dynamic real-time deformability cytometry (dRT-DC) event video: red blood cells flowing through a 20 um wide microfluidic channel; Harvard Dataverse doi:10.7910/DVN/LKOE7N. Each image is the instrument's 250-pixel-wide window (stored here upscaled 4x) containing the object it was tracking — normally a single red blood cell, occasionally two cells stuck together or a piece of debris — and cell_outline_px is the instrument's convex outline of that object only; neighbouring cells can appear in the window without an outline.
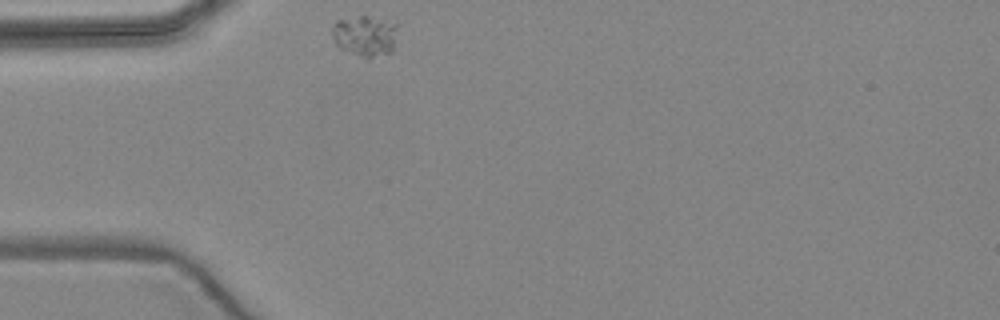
{"species": "common noctule bat (a hibernating species)", "species_latin": "Nyctalus noctula", "temperature_condition": "warm", "stored_images_in_passage": 1, "camera_frame_rate_fps": 3000, "um_per_image_px": 0.085, "animal": {"sex": "female", "body_mass_g": 24.6, "forearm_length_mm": 56.2}, "frame": {"image": 1, "passage_image": 1, "time_ms": 0.0, "image_size_px": [1000, 320], "cell_outline_px": [[400, 24], [392, 52], [372, 56], [360, 56], [340, 48], [336, 44], [332, 36], [332, 24], [336, 20], [360, 16], [368, 16]], "centroid_in_image_um": [31.04, 3.01], "position_along_channel_um": 54.0, "area_um2": 15.55}}